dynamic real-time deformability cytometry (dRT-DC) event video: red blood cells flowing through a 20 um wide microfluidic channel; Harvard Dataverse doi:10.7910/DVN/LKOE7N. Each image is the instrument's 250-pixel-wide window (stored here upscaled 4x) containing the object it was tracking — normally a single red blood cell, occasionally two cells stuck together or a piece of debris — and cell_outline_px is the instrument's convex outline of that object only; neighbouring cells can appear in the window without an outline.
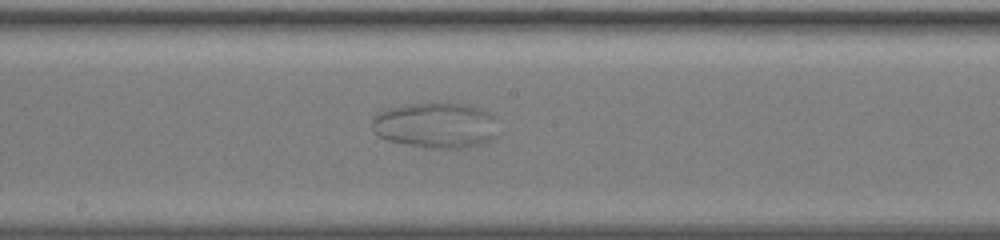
{"species": "common noctule bat (a hibernating species)", "species_latin": "Nyctalus noctula", "temperature_condition": "warm", "stored_images_in_passage": 68, "camera_frame_rate_fps": 3000, "um_per_image_px": 0.085, "animal": {"sex": "female", "body_mass_g": 19.5, "forearm_length_mm": 54.1}, "frame": {"image": 1, "passage_image": 40, "time_ms": 13.0, "image_size_px": [1000, 240], "cell_outline_px": [[496, 136], [492, 140], [480, 144], [460, 148], [424, 148], [388, 140], [380, 136], [372, 128], [372, 116], [376, 112], [388, 108], [404, 104], [432, 100], [468, 104], [488, 112], [492, 116]], "centroid_in_image_um": [36.98, 10.6], "position_along_channel_um": 211.2, "area_um2": 34.16}}